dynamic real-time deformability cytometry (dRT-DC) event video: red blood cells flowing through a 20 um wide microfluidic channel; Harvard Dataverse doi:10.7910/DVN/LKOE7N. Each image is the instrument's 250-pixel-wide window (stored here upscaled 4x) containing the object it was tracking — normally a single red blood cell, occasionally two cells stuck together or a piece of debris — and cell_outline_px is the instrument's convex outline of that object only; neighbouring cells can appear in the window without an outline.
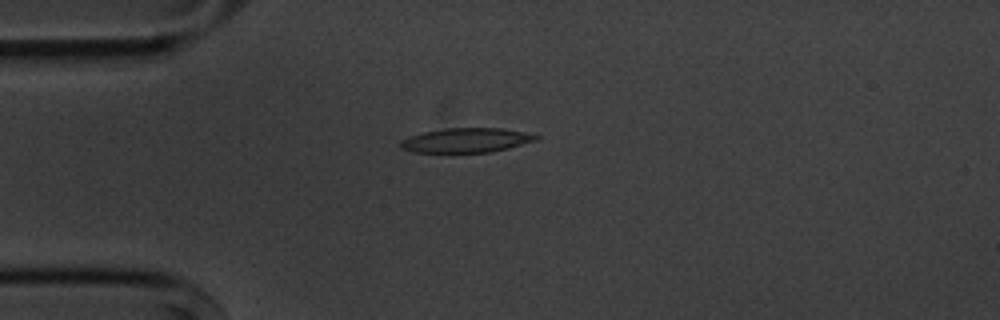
{"species": "common noctule bat (a hibernating species)", "species_latin": "Nyctalus noctula", "temperature_condition": "cold", "stored_images_in_passage": 10, "camera_frame_rate_fps": 3000, "um_per_image_px": 0.085, "animal": {"sex": "male", "body_mass_g": 20.1, "forearm_length_mm": 53.5}, "frame": {"image": 1, "passage_image": 4, "time_ms": 3.333, "image_size_px": [1000, 320], "cell_outline_px": [[540, 136], [536, 140], [508, 148], [492, 152], [416, 152], [400, 148], [400, 140], [424, 132], [444, 128], [500, 128], [524, 132]], "centroid_in_image_um": [39.62, 11.92], "position_along_channel_um": 45.4, "area_um2": 19.07}}
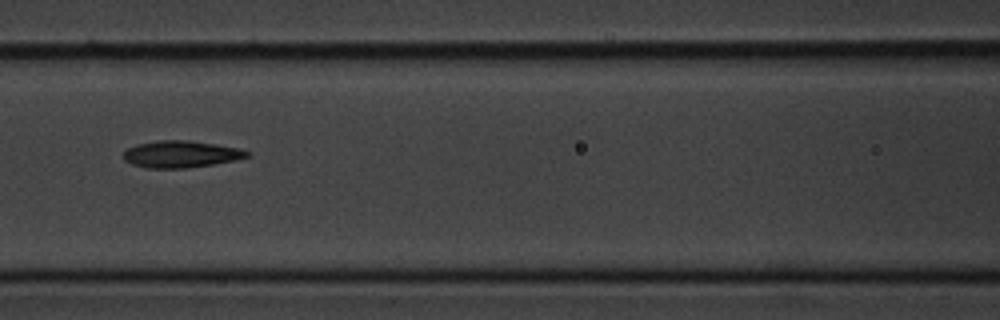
{"frame": {"image": 2, "passage_image": 7, "time_ms": 6.667, "image_size_px": [1000, 320], "cell_outline_px": [[252, 156], [212, 164], [184, 168], [148, 168], [132, 164], [124, 160], [124, 152], [128, 148], [140, 144], [160, 140], [188, 140], [216, 144], [240, 148], [252, 152]], "centroid_in_image_um": [15.42, 13.1], "position_along_channel_um": 151.2, "area_um2": 19.19}}
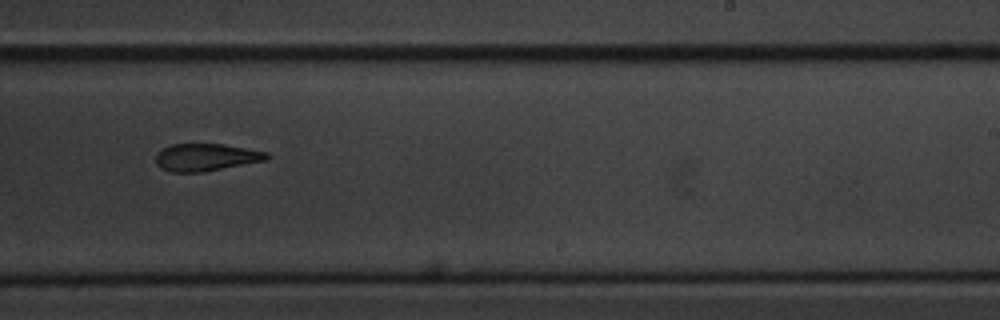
{"frame": {"image": 3, "passage_image": 10, "time_ms": 10.0, "image_size_px": [1000, 320], "cell_outline_px": [[272, 156], [268, 160], [200, 172], [172, 172], [160, 168], [156, 164], [156, 152], [172, 144], [224, 144], [268, 152]], "centroid_in_image_um": [17.53, 13.36], "position_along_channel_um": 271.5, "area_um2": 17.74}}